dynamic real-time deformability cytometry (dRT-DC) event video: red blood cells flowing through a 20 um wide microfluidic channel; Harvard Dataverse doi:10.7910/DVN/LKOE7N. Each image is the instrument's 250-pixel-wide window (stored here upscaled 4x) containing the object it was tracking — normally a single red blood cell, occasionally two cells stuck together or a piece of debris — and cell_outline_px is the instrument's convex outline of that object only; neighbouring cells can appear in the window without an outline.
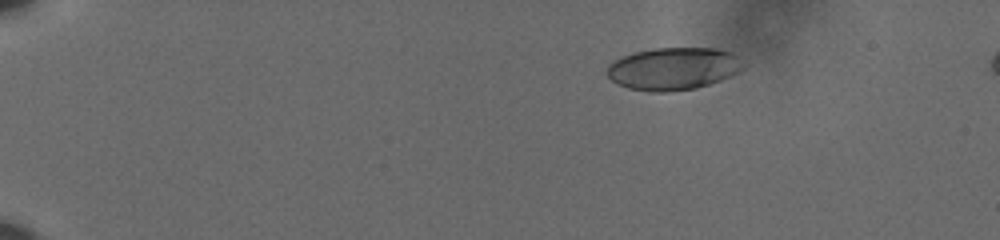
{"species": "human", "species_latin": "Homo sapiens", "temperature_condition": "cold", "stored_images_in_passage": 50, "camera_frame_rate_fps": 3000, "um_per_image_px": 0.085, "donor": {"sex": "male"}, "frame": {"image": 1, "passage_image": 1, "time_ms": 0.0, "image_size_px": [1000, 240], "cell_outline_px": [[748, 64], [744, 68], [720, 80], [696, 88], [668, 92], [648, 92], [628, 88], [616, 84], [604, 72], [608, 64], [612, 60], [620, 56], [636, 52], [656, 48], [716, 48], [732, 52], [740, 56]], "centroid_in_image_um": [57.22, 5.83], "position_along_channel_um": 27.8, "area_um2": 34.28}}
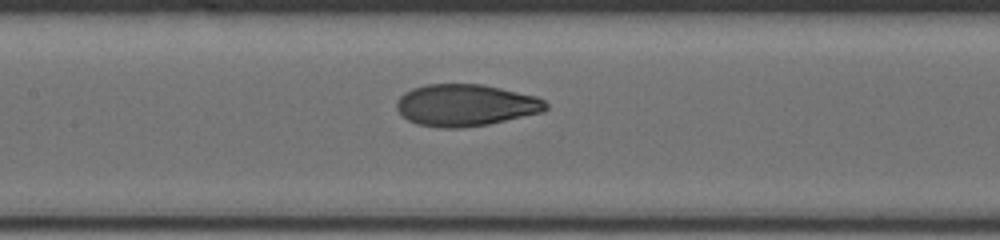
{"frame": {"image": 2, "passage_image": 22, "time_ms": 7.0, "image_size_px": [1000, 240], "cell_outline_px": [[548, 108], [540, 112], [488, 124], [456, 128], [444, 128], [416, 124], [408, 120], [396, 108], [396, 100], [404, 92], [412, 88], [428, 84], [484, 84], [536, 96], [544, 100], [548, 104]], "centroid_in_image_um": [39.55, 8.93], "position_along_channel_um": 167.8, "area_um2": 36.24}}
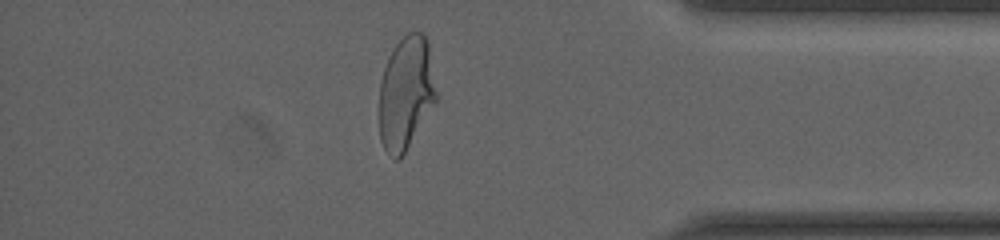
{"frame": {"image": 3, "passage_image": 43, "time_ms": 14.0, "image_size_px": [1000, 240], "cell_outline_px": [[436, 100], [400, 160], [396, 160], [384, 148], [380, 140], [380, 80], [384, 68], [392, 48], [408, 32], [424, 32], [428, 40], [436, 92]], "centroid_in_image_um": [34.49, 7.87], "position_along_channel_um": 400.7, "area_um2": 37.28}, "authors_computed_cell_mechanics": {"area_um2": 36.6452, "velocity_mm_per_s": 3.6066, "shape_relaxation_time_tau1_ms": 4.8131, "shape_relaxation_time_tau2_ms": 0.6802, "deformation_change_tau1": 0.1943, "deformation_change_tau2": 0.054}}